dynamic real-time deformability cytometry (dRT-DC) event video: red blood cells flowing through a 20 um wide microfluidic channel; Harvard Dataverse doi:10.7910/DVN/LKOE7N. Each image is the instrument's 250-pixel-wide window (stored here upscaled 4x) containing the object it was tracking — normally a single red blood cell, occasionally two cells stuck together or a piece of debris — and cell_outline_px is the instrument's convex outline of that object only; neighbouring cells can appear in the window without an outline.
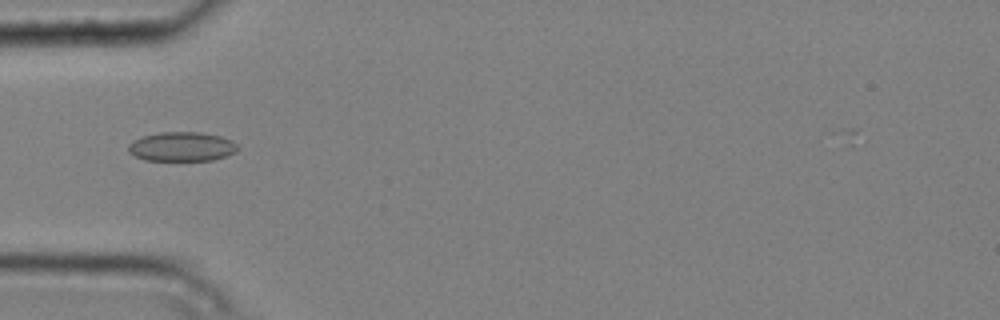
{"species": "common noctule bat (a hibernating species)", "species_latin": "Nyctalus noctula", "temperature_condition": "cold", "stored_images_in_passage": 7, "camera_frame_rate_fps": 3000, "um_per_image_px": 0.085, "animal": {"sex": "male", "body_mass_g": 20.4}, "frame": {"image": 1, "passage_image": 4, "time_ms": 1.0, "image_size_px": [1000, 320], "cell_outline_px": [[240, 148], [236, 152], [212, 160], [144, 160], [128, 152], [128, 144], [132, 140], [144, 136], [160, 132], [200, 132], [220, 136], [232, 140]], "centroid_in_image_um": [15.45, 12.46], "position_along_channel_um": 69.6, "area_um2": 18.67}}
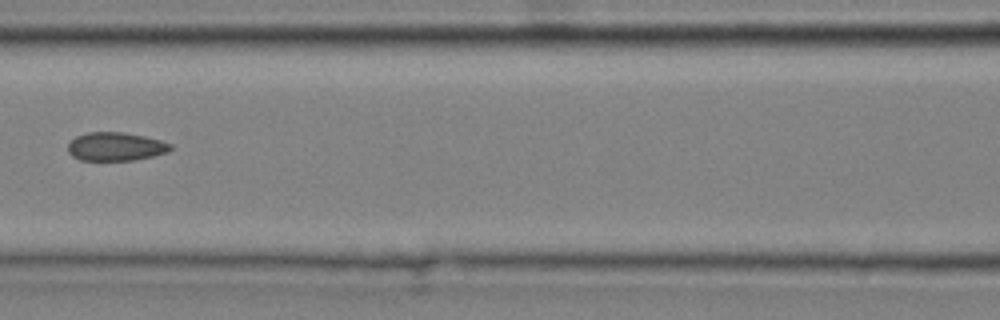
{"frame": {"image": 2, "passage_image": 6, "time_ms": 1.667, "image_size_px": [1000, 320], "cell_outline_px": [[172, 148], [168, 152], [152, 156], [132, 160], [80, 160], [72, 156], [68, 152], [68, 144], [76, 136], [88, 132], [124, 132], [144, 136], [160, 140], [172, 144]], "centroid_in_image_um": [9.83, 12.45], "position_along_channel_um": 156.8, "area_um2": 16.99}}
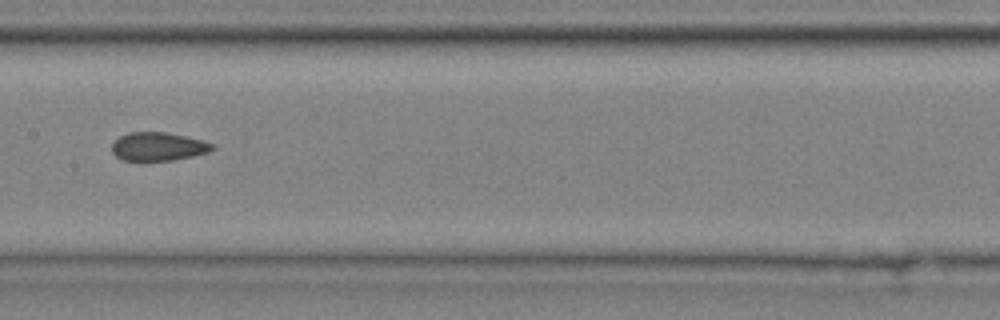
{"frame": {"image": 3, "passage_image": 7, "time_ms": 2.0, "image_size_px": [1000, 320], "cell_outline_px": [[216, 148], [208, 152], [192, 156], [172, 160], [124, 160], [116, 156], [112, 152], [112, 144], [120, 136], [128, 132], [164, 132], [204, 140], [216, 144]], "centroid_in_image_um": [13.48, 12.45], "position_along_channel_um": 193.9, "area_um2": 16.59}}